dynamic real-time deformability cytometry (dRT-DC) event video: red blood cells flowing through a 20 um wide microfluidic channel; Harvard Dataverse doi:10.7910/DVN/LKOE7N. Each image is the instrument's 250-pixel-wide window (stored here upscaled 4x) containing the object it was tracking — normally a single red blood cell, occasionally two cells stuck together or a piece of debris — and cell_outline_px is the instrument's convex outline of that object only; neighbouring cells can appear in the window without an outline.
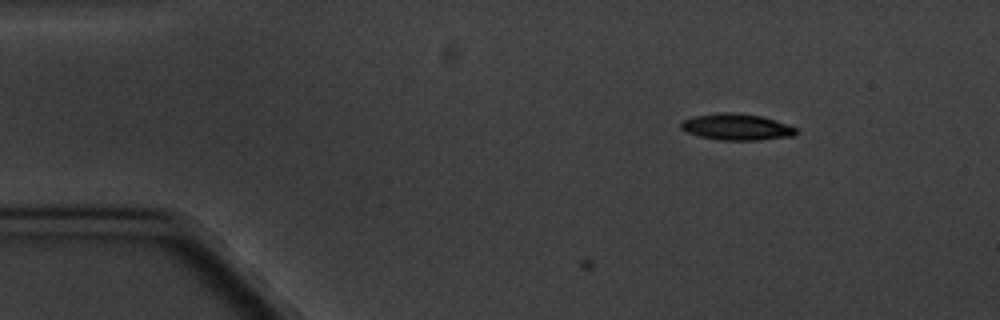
{"species": "common noctule bat (a hibernating species)", "species_latin": "Nyctalus noctula", "temperature_condition": "cold", "stored_images_in_passage": 2, "camera_frame_rate_fps": 3000, "um_per_image_px": 0.085, "animal": {"sex": "male", "body_mass_g": 20.1, "forearm_length_mm": 53.5}, "frame": {"image": 1, "passage_image": 2, "time_ms": 1.0, "image_size_px": [1000, 320], "cell_outline_px": [[796, 132], [792, 136], [756, 140], [720, 140], [700, 136], [688, 132], [680, 128], [680, 124], [684, 120], [692, 116], [724, 112], [728, 112], [760, 116], [776, 120], [796, 128]], "centroid_in_image_um": [62.58, 10.79], "position_along_channel_um": 22.4, "area_um2": 17.4}}